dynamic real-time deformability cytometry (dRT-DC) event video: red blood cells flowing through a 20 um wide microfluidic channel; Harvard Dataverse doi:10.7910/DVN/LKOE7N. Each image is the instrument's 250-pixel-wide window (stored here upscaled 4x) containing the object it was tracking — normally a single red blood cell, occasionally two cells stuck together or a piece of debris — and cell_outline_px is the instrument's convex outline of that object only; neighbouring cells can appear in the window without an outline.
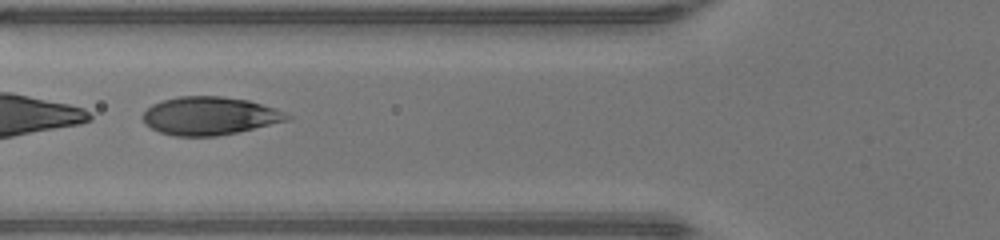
{"species": "human", "species_latin": "Homo sapiens", "temperature_condition": "warm", "stored_images_in_passage": 46, "segment_of_instrument_passage": [2, 2], "camera_frame_rate_fps": 3000, "um_per_image_px": 0.085, "donor": {"sex": "male"}, "frame": {"image": 1, "passage_image": 18, "time_ms": 5.667, "image_size_px": [1000, 240], "cell_outline_px": [[292, 116], [288, 120], [236, 132], [216, 136], [172, 136], [160, 132], [144, 124], [140, 116], [152, 104], [160, 100], [180, 96], [220, 96], [248, 100], [284, 112]], "centroid_in_image_um": [17.74, 9.85], "position_along_channel_um": 108.1, "area_um2": 31.91}}
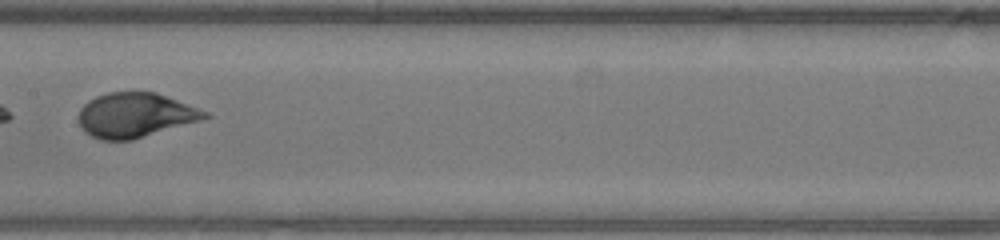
{"frame": {"image": 2, "passage_image": 24, "time_ms": 7.667, "image_size_px": [1000, 240], "cell_outline_px": [[212, 116], [200, 120], [132, 140], [100, 140], [84, 132], [80, 124], [80, 108], [88, 100], [96, 96], [108, 92], [156, 92], [208, 112]], "centroid_in_image_um": [11.47, 9.78], "position_along_channel_um": 195.9, "area_um2": 32.54}}
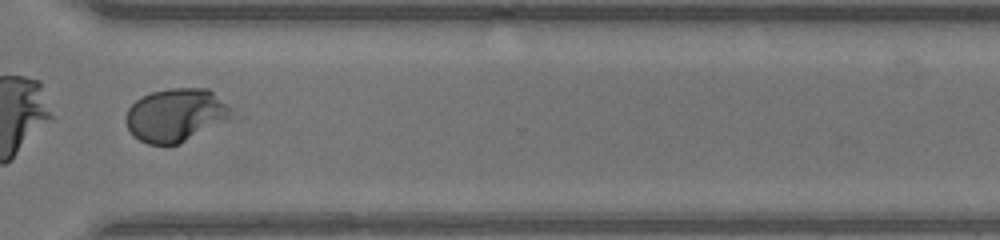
{"frame": {"image": 3, "passage_image": 35, "time_ms": 11.333, "image_size_px": [1000, 240], "cell_outline_px": [[236, 112], [180, 144], [148, 144], [140, 140], [128, 128], [124, 120], [124, 116], [128, 108], [136, 100], [152, 92], [168, 88], [208, 88], [232, 108]], "centroid_in_image_um": [14.89, 9.75], "position_along_channel_um": 355.7, "area_um2": 32.14}}